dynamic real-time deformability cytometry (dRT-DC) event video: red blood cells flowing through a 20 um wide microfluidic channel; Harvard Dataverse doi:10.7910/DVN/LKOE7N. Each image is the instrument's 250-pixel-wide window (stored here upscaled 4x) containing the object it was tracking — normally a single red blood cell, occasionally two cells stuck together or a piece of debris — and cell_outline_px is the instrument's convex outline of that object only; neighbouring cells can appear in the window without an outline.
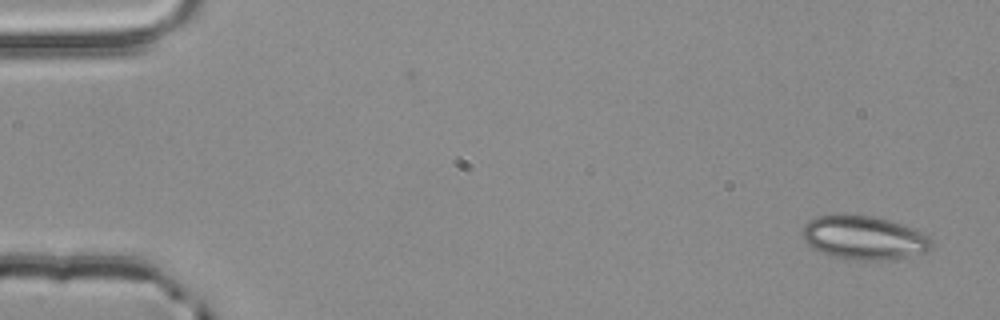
{"species": "common noctule bat (a hibernating species)", "species_latin": "Nyctalus noctula", "temperature_condition": "room temperature", "stored_images_in_passage": 53, "camera_frame_rate_fps": 3000, "um_per_image_px": 0.085, "animal": {"sex": "male", "body_mass_g": 20.4}, "frame": {"image": 1, "passage_image": 1, "time_ms": 0.0, "image_size_px": [1000, 320], "cell_outline_px": [[932, 248], [928, 252], [884, 260], [852, 260], [832, 256], [808, 244], [804, 240], [804, 224], [808, 220], [816, 216], [872, 216], [888, 220], [900, 224], [928, 236], [932, 240]], "centroid_in_image_um": [73.45, 20.22], "position_along_channel_um": 11.5, "area_um2": 32.08}}
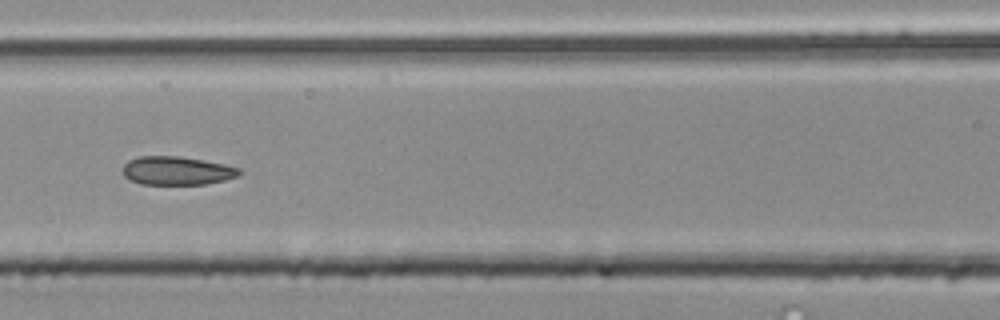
{"frame": {"image": 2, "passage_image": 23, "time_ms": 7.333, "image_size_px": [1000, 320], "cell_outline_px": [[240, 172], [236, 176], [224, 180], [204, 184], [140, 184], [124, 176], [124, 164], [128, 160], [140, 156], [180, 156], [204, 160], [224, 164], [240, 168]], "centroid_in_image_um": [15.02, 14.5], "position_along_channel_um": 151.6, "area_um2": 19.19}}
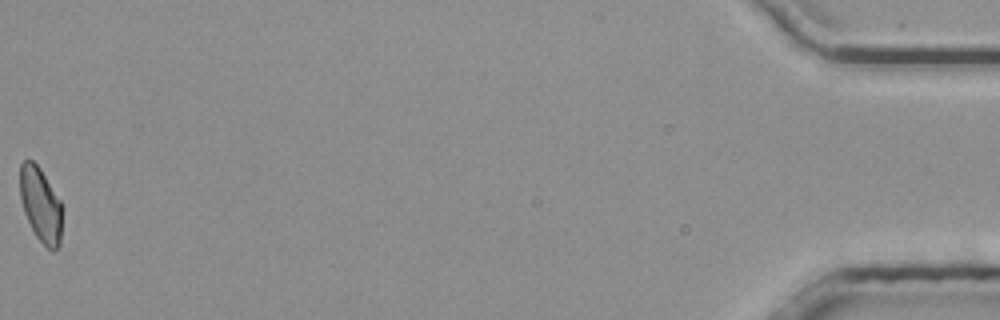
{"frame": {"image": 3, "passage_image": 53, "time_ms": 17.333, "image_size_px": [1000, 320], "cell_outline_px": [[64, 208], [60, 244], [52, 252], [36, 236], [24, 212], [20, 200], [20, 164], [24, 160], [32, 160], [40, 168], [60, 200]], "centroid_in_image_um": [3.48, 17.41], "position_along_channel_um": 431.7, "area_um2": 18.55}, "authors_computed_cell_mechanics": {"area_um2": 19.5364, "velocity_mm_per_s": 3.8658, "shape_relaxation_time_tau1_ms": null, "shape_relaxation_time_tau2_ms": 1.6914, "deformation_change_tau1": null, "deformation_change_tau2": 0.0784}}